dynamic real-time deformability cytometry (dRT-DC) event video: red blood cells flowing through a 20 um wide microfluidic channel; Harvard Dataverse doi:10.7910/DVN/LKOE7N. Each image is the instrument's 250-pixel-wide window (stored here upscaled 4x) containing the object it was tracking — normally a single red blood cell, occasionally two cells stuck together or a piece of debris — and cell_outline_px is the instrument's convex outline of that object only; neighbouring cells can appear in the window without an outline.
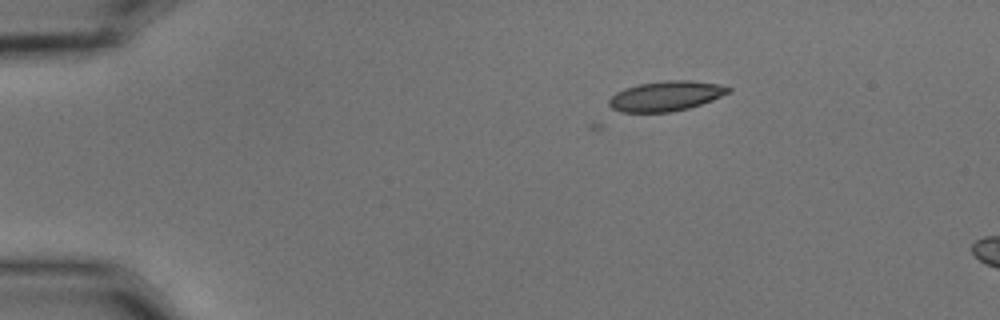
{"species": "common noctule bat (a hibernating species)", "species_latin": "Nyctalus noctula", "temperature_condition": "cold", "stored_images_in_passage": 2, "camera_frame_rate_fps": 3000, "um_per_image_px": 0.085, "animal": {"sex": "male", "body_mass_g": 15.6}, "frame": {"image": 1, "passage_image": 2, "time_ms": 0.333, "image_size_px": [1000, 320], "cell_outline_px": [[732, 92], [712, 100], [688, 108], [668, 112], [620, 112], [612, 108], [608, 104], [608, 100], [616, 92], [624, 88], [636, 84], [668, 80], [688, 80], [720, 84], [732, 88]], "centroid_in_image_um": [56.6, 8.15], "position_along_channel_um": 28.4, "area_um2": 20.92}}